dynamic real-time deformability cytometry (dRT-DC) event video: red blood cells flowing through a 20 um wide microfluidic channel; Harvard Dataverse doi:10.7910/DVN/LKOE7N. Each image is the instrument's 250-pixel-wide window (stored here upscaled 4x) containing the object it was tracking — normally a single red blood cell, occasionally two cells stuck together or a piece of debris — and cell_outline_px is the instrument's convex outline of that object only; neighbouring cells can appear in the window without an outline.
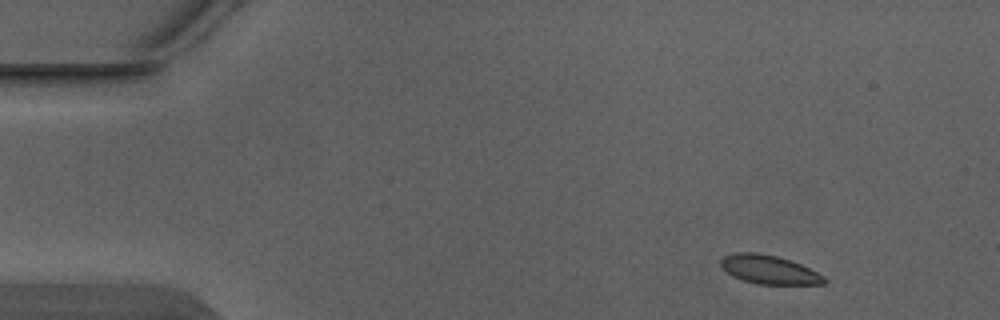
{"species": "Egyptian fruit bat (a non-hibernating species)", "species_latin": "Rousettus aegyptiacus", "temperature_condition": "warm", "stored_images_in_passage": 4, "camera_frame_rate_fps": 3000, "um_per_image_px": 0.085, "animal": {"sex": "male"}, "frame": {"image": 1, "passage_image": 1, "time_ms": 0.0, "image_size_px": [1000, 320], "cell_outline_px": [[828, 280], [824, 284], [756, 284], [732, 276], [720, 264], [720, 260], [724, 256], [736, 252], [756, 252], [776, 256], [800, 264], [824, 276]], "centroid_in_image_um": [65.36, 22.92], "position_along_channel_um": 19.6, "area_um2": 17.11}}
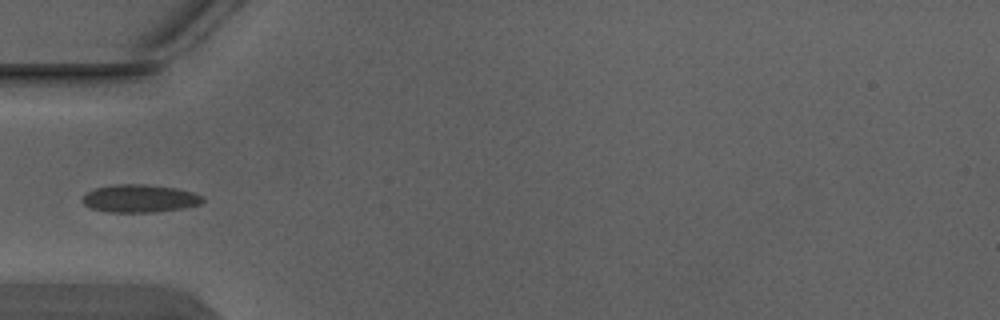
{"frame": {"image": 2, "passage_image": 4, "time_ms": 1.0, "image_size_px": [1000, 320], "cell_outline_px": [[204, 200], [200, 204], [184, 208], [156, 212], [108, 212], [92, 208], [84, 204], [84, 196], [88, 192], [96, 188], [112, 184], [144, 184], [176, 188], [192, 192], [204, 196]], "centroid_in_image_um": [11.92, 16.87], "position_along_channel_um": 73.1, "area_um2": 19.42}}